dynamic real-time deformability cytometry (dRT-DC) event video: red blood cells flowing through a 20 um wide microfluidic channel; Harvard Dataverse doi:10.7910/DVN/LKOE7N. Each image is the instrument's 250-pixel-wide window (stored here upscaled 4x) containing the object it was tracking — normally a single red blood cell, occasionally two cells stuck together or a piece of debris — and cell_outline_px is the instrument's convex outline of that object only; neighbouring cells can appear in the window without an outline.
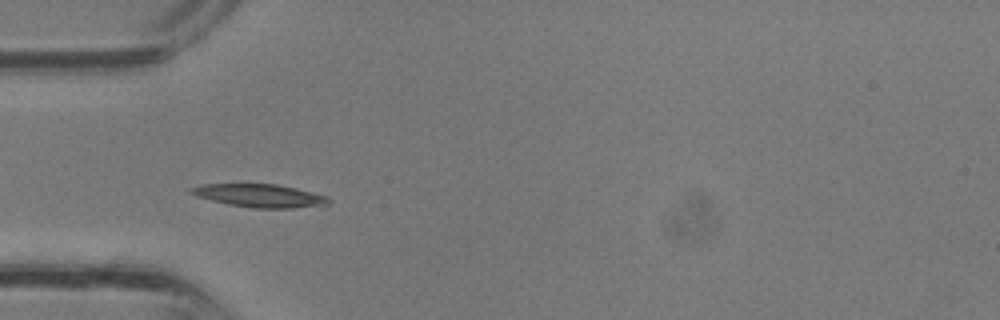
{"species": "common noctule bat (a hibernating species)", "species_latin": "Nyctalus noctula", "temperature_condition": "room temperature", "stored_images_in_passage": 28, "camera_frame_rate_fps": 3000, "um_per_image_px": 0.085, "animal": {"sex": "male", "body_mass_g": 13.3}, "frame": {"image": 1, "passage_image": 3, "time_ms": 0.667, "image_size_px": [1000, 320], "cell_outline_px": [[332, 204], [292, 208], [252, 208], [228, 204], [196, 196], [188, 192], [188, 188], [204, 184], [276, 184], [296, 188], [328, 196], [332, 200]], "centroid_in_image_um": [22.1, 16.63], "position_along_channel_um": 62.9, "area_um2": 18.61}}
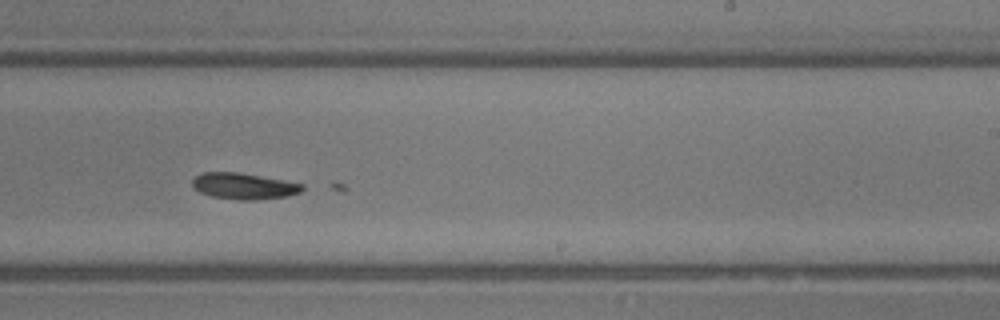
{"frame": {"image": 2, "passage_image": 14, "time_ms": 4.333, "image_size_px": [1000, 320], "cell_outline_px": [[304, 188], [300, 192], [288, 196], [252, 200], [240, 200], [212, 196], [200, 192], [192, 188], [192, 180], [196, 176], [204, 172], [236, 172], [304, 184]], "centroid_in_image_um": [20.7, 15.82], "position_along_channel_um": 268.3, "area_um2": 16.59}}
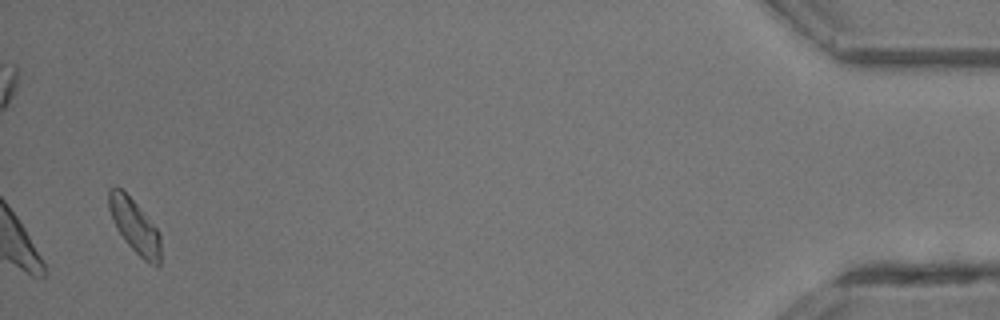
{"frame": {"image": 3, "passage_image": 27, "time_ms": 8.667, "image_size_px": [1000, 320], "cell_outline_px": [[160, 264], [156, 268], [144, 260], [124, 240], [116, 228], [112, 220], [108, 208], [108, 188], [116, 184], [136, 204], [160, 232]], "centroid_in_image_um": [11.43, 19.21], "position_along_channel_um": 423.8, "area_um2": 16.3}}